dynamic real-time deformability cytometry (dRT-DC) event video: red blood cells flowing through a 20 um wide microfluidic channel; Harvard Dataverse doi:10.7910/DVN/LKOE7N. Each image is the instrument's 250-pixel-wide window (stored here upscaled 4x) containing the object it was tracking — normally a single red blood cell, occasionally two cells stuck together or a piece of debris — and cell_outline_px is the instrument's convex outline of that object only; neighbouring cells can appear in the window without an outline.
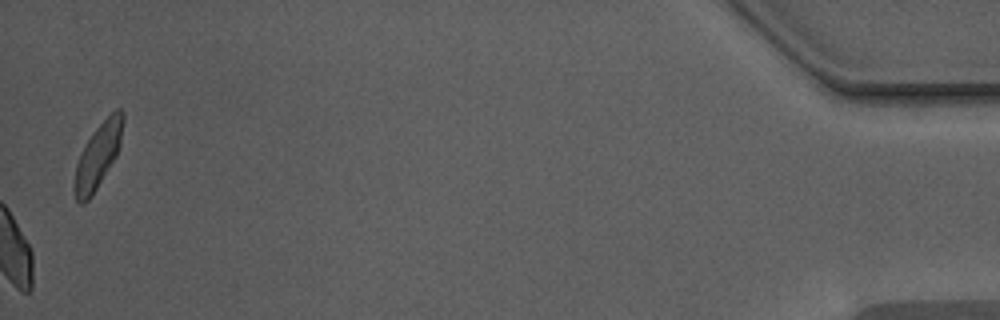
{"species": "Egyptian fruit bat (a non-hibernating species)", "species_latin": "Rousettus aegyptiacus", "temperature_condition": "warm", "stored_images_in_passage": 55, "camera_frame_rate_fps": 3000, "um_per_image_px": 0.085, "animal": {"sex": "male"}, "frame": {"image": 1, "passage_image": 55, "time_ms": 18.0, "image_size_px": [1000, 320], "cell_outline_px": [[124, 120], [120, 144], [116, 156], [92, 196], [84, 204], [80, 204], [76, 200], [76, 164], [80, 152], [84, 144], [92, 132], [116, 108], [120, 108], [124, 112]], "centroid_in_image_um": [8.35, 13.19], "position_along_channel_um": 426.8, "area_um2": 18.03}, "authors_computed_cell_mechanics": {"area_um2": 20.5768, "velocity_mm_per_s": 3.7816, "shape_relaxation_time_tau1_ms": 7.0811, "shape_relaxation_time_tau2_ms": 1.2982, "deformation_change_tau1": 0.1468, "deformation_change_tau2": 0.0672}}